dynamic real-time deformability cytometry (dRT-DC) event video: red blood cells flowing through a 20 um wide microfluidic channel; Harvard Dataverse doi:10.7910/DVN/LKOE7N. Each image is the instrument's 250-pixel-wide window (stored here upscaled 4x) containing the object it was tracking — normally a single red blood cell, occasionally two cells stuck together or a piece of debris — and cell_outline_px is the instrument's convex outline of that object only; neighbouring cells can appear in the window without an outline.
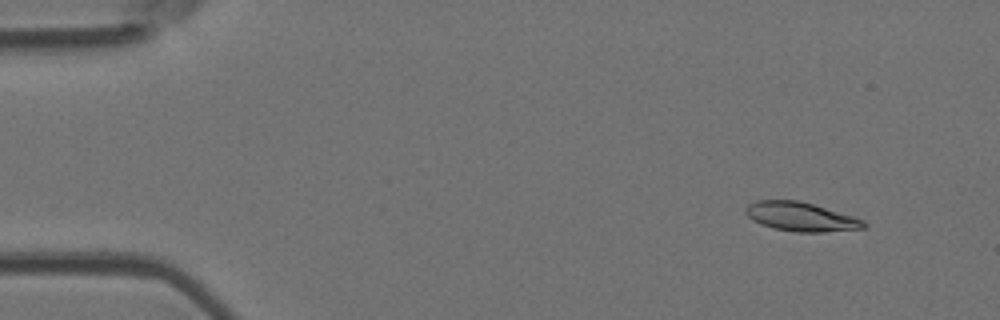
{"species": "Egyptian fruit bat (a non-hibernating species)", "species_latin": "Rousettus aegyptiacus", "temperature_condition": "room temperature", "stored_images_in_passage": 4, "camera_frame_rate_fps": 3000, "um_per_image_px": 0.085, "animal": {"sex": "female"}, "frame": {"image": 1, "passage_image": 2, "time_ms": 1.0, "image_size_px": [1000, 320], "cell_outline_px": [[868, 228], [824, 232], [796, 232], [772, 228], [760, 224], [752, 220], [744, 212], [744, 208], [748, 204], [756, 200], [800, 200], [852, 216], [864, 220], [868, 224]], "centroid_in_image_um": [68.06, 18.42], "position_along_channel_um": 16.9, "area_um2": 20.17}}
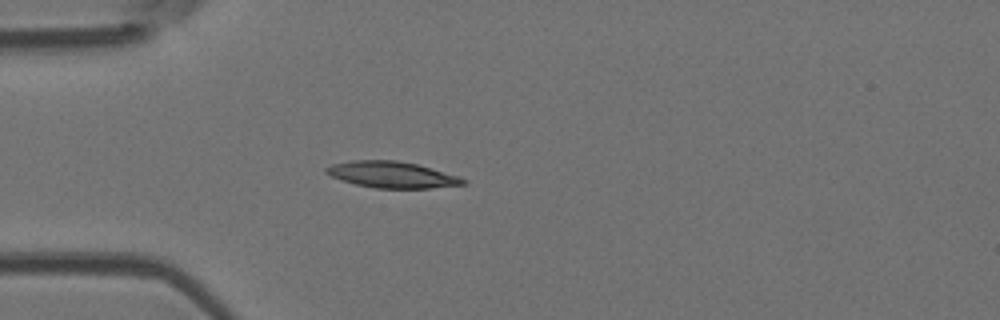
{"frame": {"image": 2, "passage_image": 4, "time_ms": 4.333, "image_size_px": [1000, 320], "cell_outline_px": [[468, 184], [428, 188], [376, 188], [356, 184], [332, 176], [324, 172], [324, 168], [332, 164], [352, 160], [396, 160], [416, 164], [460, 176], [468, 180]], "centroid_in_image_um": [33.35, 14.84], "position_along_channel_um": 51.6, "area_um2": 20.92}}